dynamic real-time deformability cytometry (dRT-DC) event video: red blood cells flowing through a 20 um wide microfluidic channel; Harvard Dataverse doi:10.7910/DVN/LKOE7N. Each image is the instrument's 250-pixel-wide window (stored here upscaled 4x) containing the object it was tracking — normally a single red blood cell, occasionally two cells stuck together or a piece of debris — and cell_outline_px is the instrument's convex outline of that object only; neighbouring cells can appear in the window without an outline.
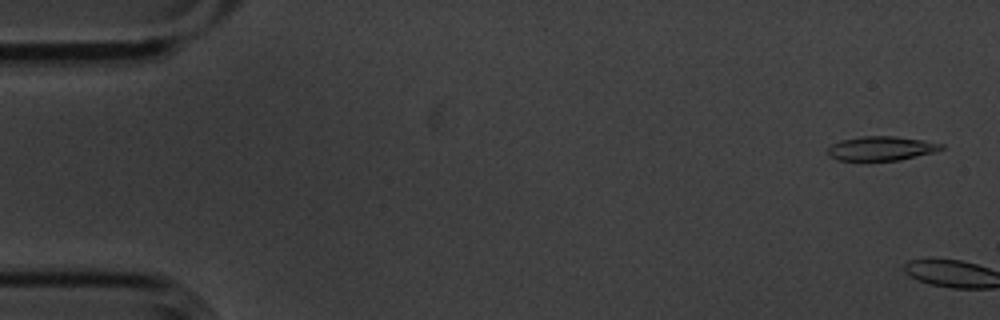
{"species": "common noctule bat (a hibernating species)", "species_latin": "Nyctalus noctula", "temperature_condition": "cold", "stored_images_in_passage": 6, "camera_frame_rate_fps": 3000, "um_per_image_px": 0.085, "animal": {"sex": "male", "body_mass_g": 20.1, "forearm_length_mm": 53.5}, "frame": {"image": 1, "passage_image": 1, "time_ms": 0.0, "image_size_px": [1000, 320], "cell_outline_px": [[944, 148], [936, 152], [900, 160], [836, 160], [828, 156], [828, 148], [832, 144], [840, 140], [860, 136], [896, 136], [944, 144]], "centroid_in_image_um": [74.9, 12.61], "position_along_channel_um": 10.1, "area_um2": 16.07}}
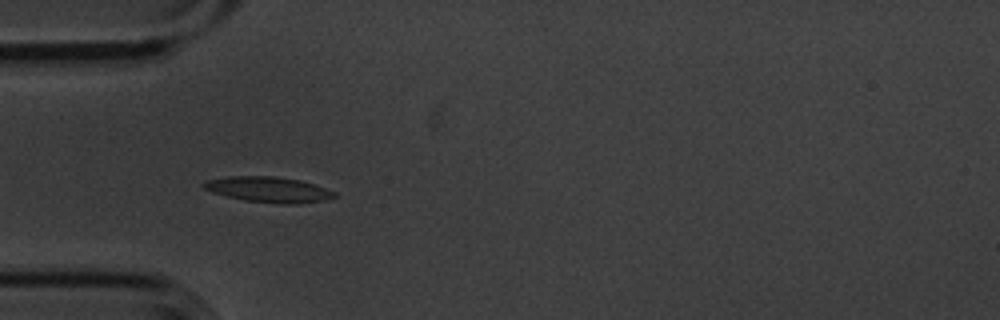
{"frame": {"image": 2, "passage_image": 6, "time_ms": 1.667, "image_size_px": [1000, 320], "cell_outline_px": [[336, 196], [324, 200], [300, 204], [284, 204], [244, 200], [224, 196], [212, 192], [204, 188], [200, 184], [208, 180], [228, 176], [276, 176], [300, 180], [316, 184], [336, 192]], "centroid_in_image_um": [22.84, 16.11], "position_along_channel_um": 62.2, "area_um2": 19.59}}